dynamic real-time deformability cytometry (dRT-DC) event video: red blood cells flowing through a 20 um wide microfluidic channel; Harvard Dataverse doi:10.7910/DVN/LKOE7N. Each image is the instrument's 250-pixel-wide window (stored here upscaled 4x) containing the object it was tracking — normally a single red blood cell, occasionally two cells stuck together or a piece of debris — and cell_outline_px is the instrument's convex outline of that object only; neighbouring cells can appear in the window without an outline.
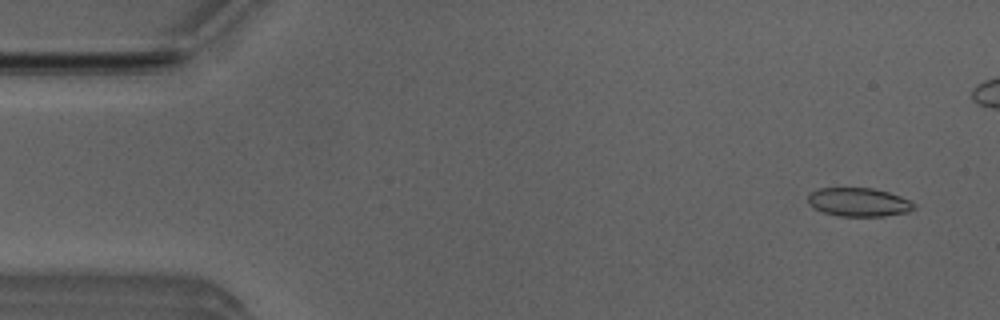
{"species": "Egyptian fruit bat (a non-hibernating species)", "species_latin": "Rousettus aegyptiacus", "temperature_condition": "room temperature", "stored_images_in_passage": 44, "camera_frame_rate_fps": 3000, "um_per_image_px": 0.085, "animal": {"sex": "male"}, "frame": {"image": 1, "passage_image": 3, "time_ms": 0.667, "image_size_px": [1000, 320], "cell_outline_px": [[916, 208], [908, 212], [884, 216], [840, 216], [824, 212], [808, 204], [808, 192], [816, 188], [872, 188], [888, 192], [900, 196], [916, 204]], "centroid_in_image_um": [72.98, 17.17], "position_along_channel_um": 12.0, "area_um2": 17.74}}
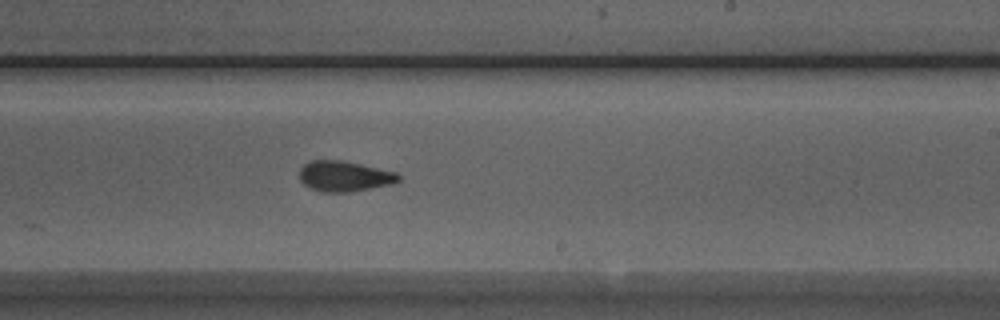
{"frame": {"image": 2, "passage_image": 30, "time_ms": 9.667, "image_size_px": [1000, 320], "cell_outline_px": [[400, 180], [392, 184], [348, 192], [320, 192], [304, 184], [300, 180], [300, 168], [308, 160], [344, 160], [396, 172], [400, 176]], "centroid_in_image_um": [29.26, 14.97], "position_along_channel_um": 259.7, "area_um2": 17.63}}
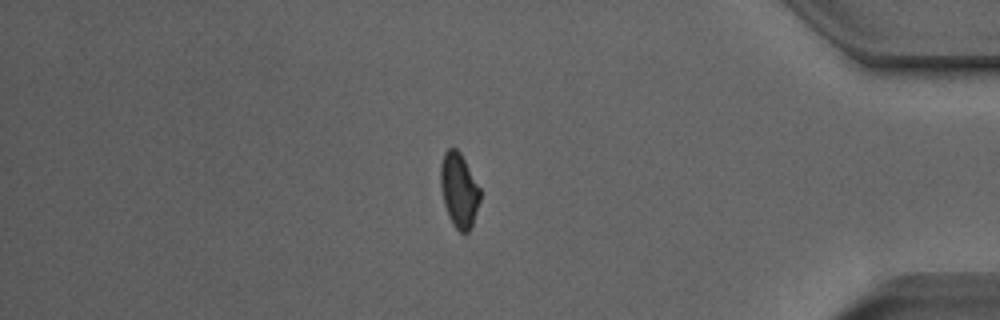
{"frame": {"image": 3, "passage_image": 43, "time_ms": 14.0, "image_size_px": [1000, 320], "cell_outline_px": [[480, 200], [472, 224], [468, 232], [464, 236], [452, 224], [448, 216], [444, 204], [440, 184], [440, 164], [444, 152], [448, 148], [456, 148], [460, 152], [480, 188]], "centroid_in_image_um": [39.0, 16.17], "position_along_channel_um": 396.2, "area_um2": 17.22}}